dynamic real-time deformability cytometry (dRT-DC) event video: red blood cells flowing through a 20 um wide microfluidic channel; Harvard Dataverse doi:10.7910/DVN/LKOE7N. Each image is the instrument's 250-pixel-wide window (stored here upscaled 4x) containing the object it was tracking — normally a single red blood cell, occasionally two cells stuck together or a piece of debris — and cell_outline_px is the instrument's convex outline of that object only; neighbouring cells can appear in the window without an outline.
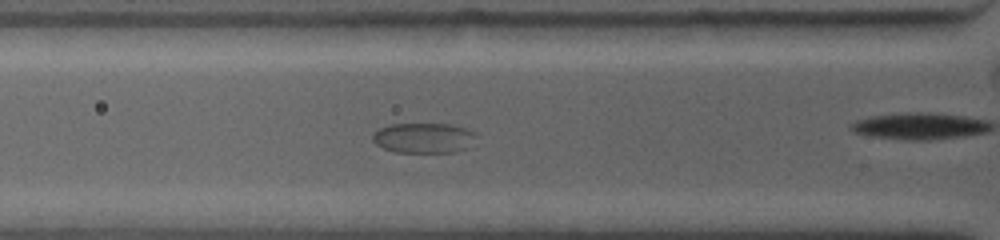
{"species": "common noctule bat (a hibernating species)", "species_latin": "Nyctalus noctula", "temperature_condition": "warm", "stored_images_in_passage": 36, "camera_frame_rate_fps": 4500, "um_per_image_px": 0.085, "animal": {"sex": "female", "body_mass_g": 19.0, "forearm_length_mm": 53.3}, "frame": {"image": 1, "passage_image": 7, "time_ms": 3.111, "image_size_px": [1000, 240], "cell_outline_px": [[476, 136], [468, 148], [456, 152], [396, 152], [384, 148], [376, 144], [372, 140], [372, 136], [380, 128], [388, 124], [448, 124], [464, 128], [476, 132]], "centroid_in_image_um": [36.02, 11.72], "position_along_channel_um": 89.8, "area_um2": 18.15}}
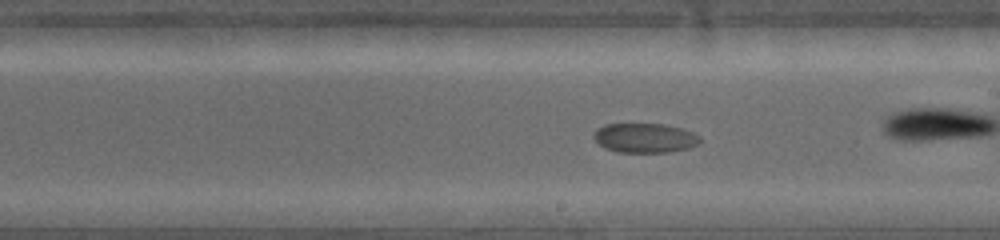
{"frame": {"image": 2, "passage_image": 19, "time_ms": 7.333, "image_size_px": [1000, 240], "cell_outline_px": [[700, 144], [688, 148], [668, 152], [616, 152], [604, 148], [592, 136], [596, 128], [604, 124], [664, 124], [684, 128], [700, 136]], "centroid_in_image_um": [54.81, 11.72], "position_along_channel_um": 234.2, "area_um2": 18.44}}
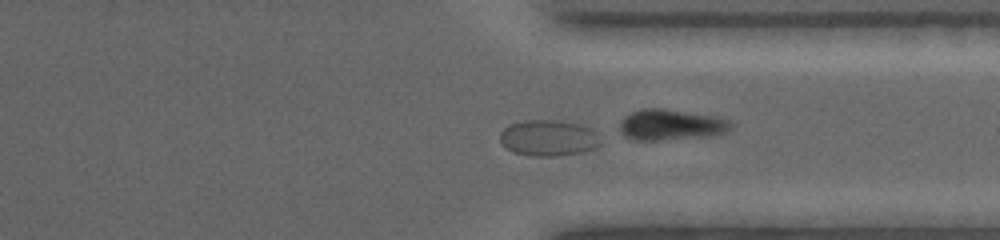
{"frame": {"image": 3, "passage_image": 31, "time_ms": 11.111, "image_size_px": [1000, 240], "cell_outline_px": [[600, 144], [596, 148], [580, 152], [556, 156], [528, 156], [512, 152], [500, 140], [500, 132], [508, 124], [524, 120], [564, 120], [580, 124], [592, 128], [596, 132]], "centroid_in_image_um": [46.61, 11.71], "position_along_channel_um": 364.8, "area_um2": 21.33}}